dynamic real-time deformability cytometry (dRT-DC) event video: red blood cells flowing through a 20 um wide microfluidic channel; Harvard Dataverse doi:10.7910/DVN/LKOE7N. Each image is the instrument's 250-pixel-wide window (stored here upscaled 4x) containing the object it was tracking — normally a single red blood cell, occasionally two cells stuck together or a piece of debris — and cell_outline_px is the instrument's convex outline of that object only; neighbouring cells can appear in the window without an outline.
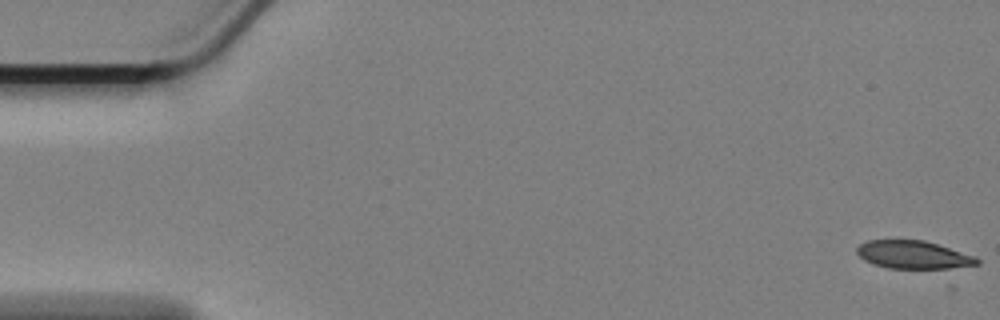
{"species": "Egyptian fruit bat (a non-hibernating species)", "species_latin": "Rousettus aegyptiacus", "temperature_condition": "cold", "stored_images_in_passage": 13, "camera_frame_rate_fps": 3000, "um_per_image_px": 0.085, "animal": {"sex": "female"}, "frame": {"image": 1, "passage_image": 1, "time_ms": 0.0, "image_size_px": [1000, 320], "cell_outline_px": [[980, 264], [948, 268], [888, 268], [872, 264], [864, 260], [856, 252], [856, 248], [860, 244], [868, 240], [924, 240], [976, 256], [980, 260]], "centroid_in_image_um": [77.63, 21.65], "position_along_channel_um": 7.4, "area_um2": 19.54}}